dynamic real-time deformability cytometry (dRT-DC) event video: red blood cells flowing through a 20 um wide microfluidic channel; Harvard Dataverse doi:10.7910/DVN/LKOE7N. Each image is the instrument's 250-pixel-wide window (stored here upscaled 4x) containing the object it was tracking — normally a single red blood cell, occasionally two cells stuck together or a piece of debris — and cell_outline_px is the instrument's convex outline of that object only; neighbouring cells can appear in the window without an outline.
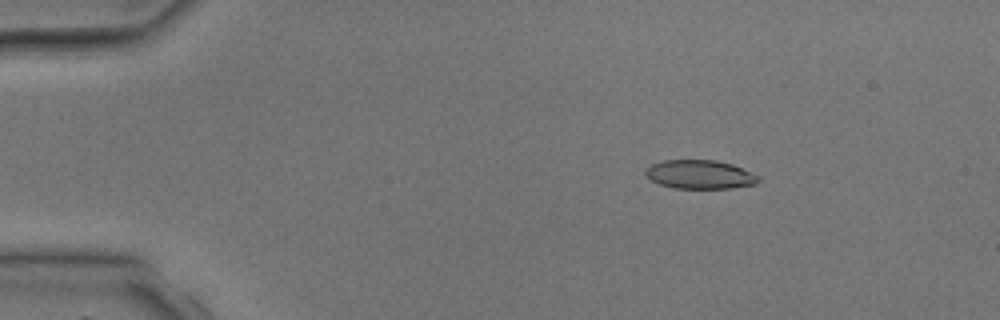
{"species": "common noctule bat (a hibernating species)", "species_latin": "Nyctalus noctula", "temperature_condition": "room temperature", "stored_images_in_passage": 36, "camera_frame_rate_fps": 3000, "um_per_image_px": 0.085, "animal": {"sex": "male", "body_mass_g": 17.9, "forearm_length_mm": 54.2}, "frame": {"image": 1, "passage_image": 3, "time_ms": 0.667, "image_size_px": [1000, 320], "cell_outline_px": [[760, 180], [756, 184], [732, 188], [672, 188], [660, 184], [644, 176], [644, 168], [652, 164], [664, 160], [716, 160], [732, 164], [760, 176]], "centroid_in_image_um": [59.47, 14.83], "position_along_channel_um": 25.5, "area_um2": 19.07}}
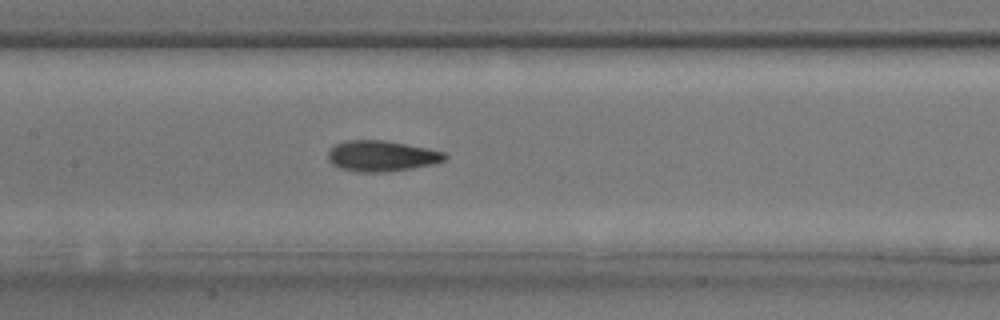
{"frame": {"image": 2, "passage_image": 16, "time_ms": 5.0, "image_size_px": [1000, 320], "cell_outline_px": [[448, 156], [444, 160], [432, 164], [412, 168], [384, 172], [356, 172], [340, 168], [332, 164], [328, 160], [328, 152], [336, 144], [348, 140], [384, 140], [428, 148], [444, 152]], "centroid_in_image_um": [32.43, 13.26], "position_along_channel_um": 175.0, "area_um2": 20.87}}
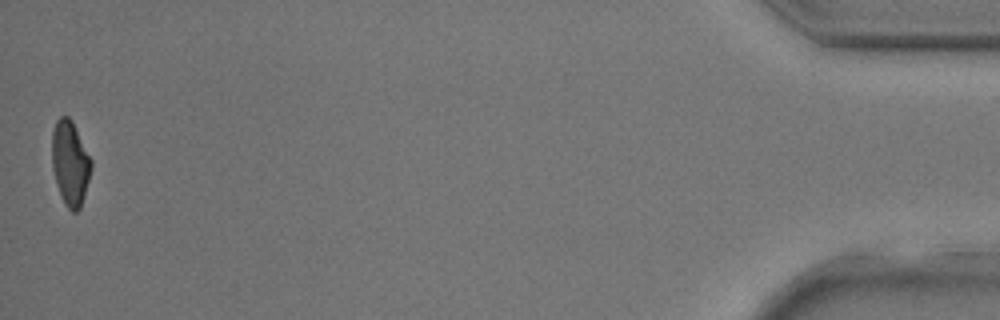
{"frame": {"image": 3, "passage_image": 36, "time_ms": 11.667, "image_size_px": [1000, 320], "cell_outline_px": [[92, 168], [80, 208], [76, 212], [72, 212], [64, 204], [60, 196], [56, 184], [52, 168], [52, 132], [56, 120], [60, 116], [68, 116], [72, 120], [92, 160]], "centroid_in_image_um": [5.95, 13.86], "position_along_channel_um": 429.2, "area_um2": 19.48}}